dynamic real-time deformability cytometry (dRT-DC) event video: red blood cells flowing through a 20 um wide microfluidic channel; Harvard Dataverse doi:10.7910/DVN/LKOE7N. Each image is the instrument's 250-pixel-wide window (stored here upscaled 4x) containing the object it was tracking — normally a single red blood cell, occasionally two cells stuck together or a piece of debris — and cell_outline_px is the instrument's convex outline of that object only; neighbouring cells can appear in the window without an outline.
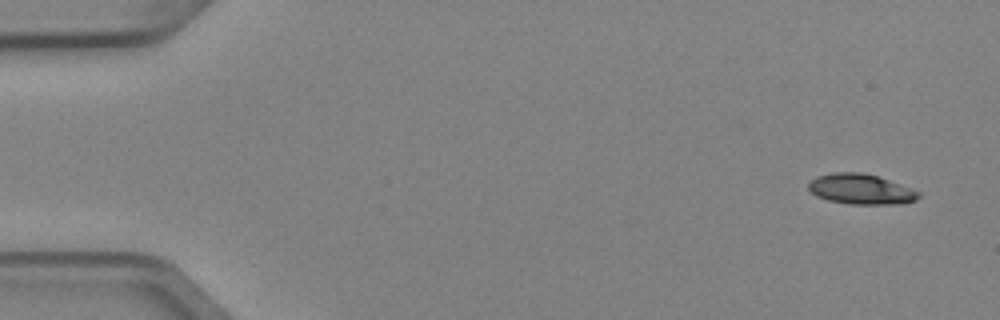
{"species": "Egyptian fruit bat (a non-hibernating species)", "species_latin": "Rousettus aegyptiacus", "temperature_condition": "cold", "stored_images_in_passage": 4, "camera_frame_rate_fps": 3000, "um_per_image_px": 0.085, "animal": {"sex": "female"}, "frame": {"image": 1, "passage_image": 1, "time_ms": 0.0, "image_size_px": [1000, 320], "cell_outline_px": [[920, 196], [916, 200], [904, 204], [848, 204], [828, 200], [816, 196], [808, 188], [808, 184], [816, 176], [832, 172], [860, 172], [876, 176], [912, 188], [920, 192]], "centroid_in_image_um": [73.18, 16.08], "position_along_channel_um": 11.8, "area_um2": 19.48}}
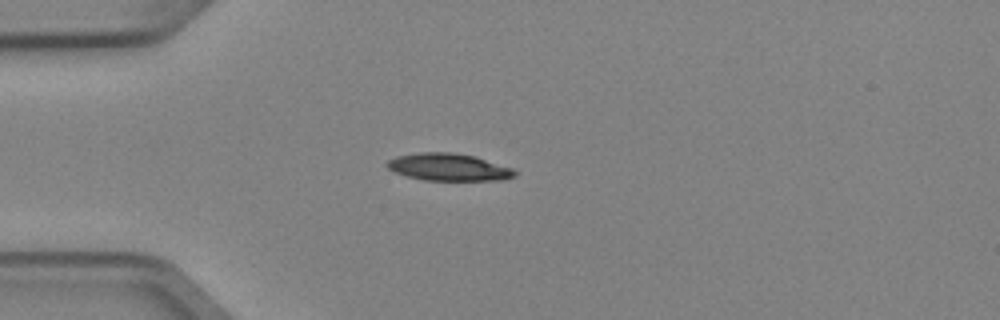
{"frame": {"image": 2, "passage_image": 4, "time_ms": 1.0, "image_size_px": [1000, 320], "cell_outline_px": [[516, 176], [504, 180], [424, 180], [408, 176], [396, 172], [388, 168], [384, 164], [388, 160], [396, 156], [420, 152], [448, 152], [472, 156], [512, 168], [516, 172]], "centroid_in_image_um": [38.11, 14.21], "position_along_channel_um": 46.9, "area_um2": 20.06}}